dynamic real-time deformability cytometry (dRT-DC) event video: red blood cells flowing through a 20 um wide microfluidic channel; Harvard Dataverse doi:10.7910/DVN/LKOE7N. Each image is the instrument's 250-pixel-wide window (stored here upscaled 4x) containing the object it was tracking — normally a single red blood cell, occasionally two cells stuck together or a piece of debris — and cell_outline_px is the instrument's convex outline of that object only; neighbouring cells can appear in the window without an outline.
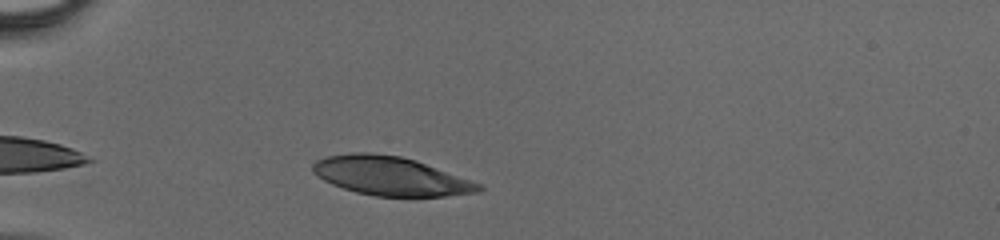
{"species": "human", "species_latin": "Homo sapiens", "temperature_condition": "cold", "stored_images_in_passage": 36, "camera_frame_rate_fps": 3000, "um_per_image_px": 0.085, "donor": {"sex": "male"}, "frame": {"image": 1, "passage_image": 4, "time_ms": 1.0, "image_size_px": [1000, 240], "cell_outline_px": [[484, 188], [476, 192], [444, 196], [376, 196], [356, 192], [332, 184], [316, 176], [312, 172], [312, 164], [316, 160], [324, 156], [352, 152], [372, 152], [400, 156], [416, 160], [484, 184]], "centroid_in_image_um": [33.19, 14.94], "position_along_channel_um": 51.8, "area_um2": 37.74}}
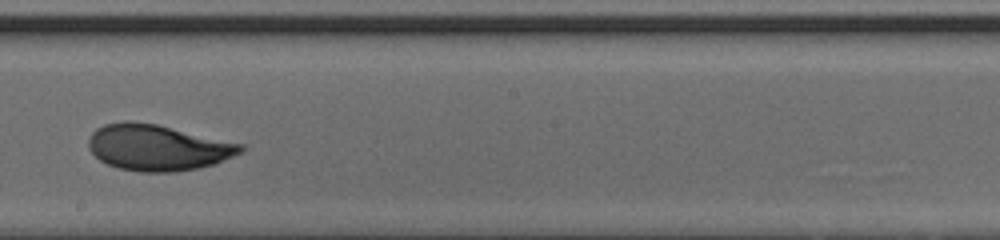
{"frame": {"image": 2, "passage_image": 18, "time_ms": 5.667, "image_size_px": [1000, 240], "cell_outline_px": [[244, 148], [240, 152], [232, 156], [212, 164], [196, 168], [172, 172], [140, 172], [120, 168], [108, 164], [100, 160], [88, 148], [88, 140], [92, 132], [96, 128], [104, 124], [124, 120], [132, 120], [156, 124], [244, 144]], "centroid_in_image_um": [13.35, 12.52], "position_along_channel_um": 234.8, "area_um2": 40.58}}
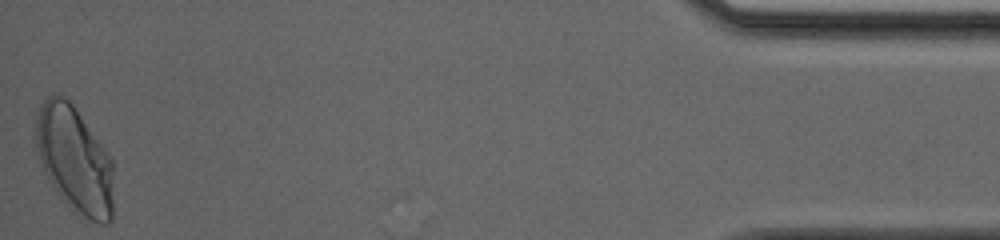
{"frame": {"image": 3, "passage_image": 36, "time_ms": 11.667, "image_size_px": [1000, 240], "cell_outline_px": [[112, 220], [108, 224], [100, 224], [72, 212], [56, 192], [40, 160], [32, 136], [36, 112], [44, 100], [48, 96], [56, 92], [64, 96], [72, 104], [108, 152], [112, 160]], "centroid_in_image_um": [6.3, 13.55], "position_along_channel_um": 428.9, "area_um2": 48.73}}